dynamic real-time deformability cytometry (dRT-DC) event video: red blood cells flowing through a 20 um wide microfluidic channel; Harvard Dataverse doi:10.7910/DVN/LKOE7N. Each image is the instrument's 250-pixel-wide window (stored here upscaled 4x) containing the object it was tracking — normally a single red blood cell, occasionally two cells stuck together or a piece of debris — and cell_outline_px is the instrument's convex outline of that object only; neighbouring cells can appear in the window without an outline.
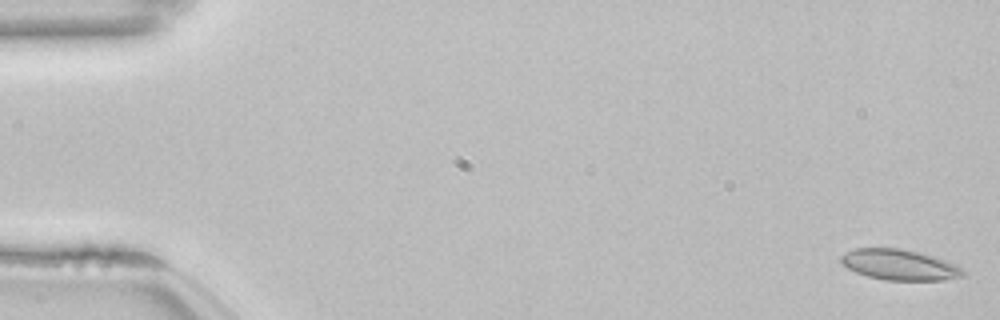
{"species": "common noctule bat (a hibernating species)", "species_latin": "Nyctalus noctula", "temperature_condition": "room temperature", "stored_images_in_passage": 53, "camera_frame_rate_fps": 3000, "um_per_image_px": 0.085, "animal": {"sex": "female", "body_mass_g": 22.7, "forearm_length_mm": 54.2}, "frame": {"image": 1, "passage_image": 1, "time_ms": 0.0, "image_size_px": [1000, 320], "cell_outline_px": [[964, 276], [944, 280], [884, 280], [868, 276], [856, 272], [840, 264], [840, 256], [856, 248], [900, 248], [920, 252], [956, 264], [964, 272]], "centroid_in_image_um": [76.44, 22.5], "position_along_channel_um": 8.6, "area_um2": 21.73}}
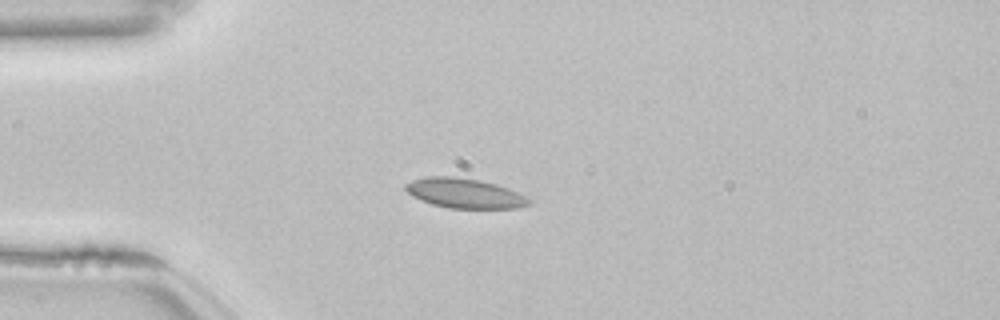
{"frame": {"image": 2, "passage_image": 14, "time_ms": 4.333, "image_size_px": [1000, 320], "cell_outline_px": [[532, 204], [520, 208], [448, 208], [432, 204], [420, 200], [412, 196], [404, 188], [404, 184], [412, 180], [428, 176], [452, 176], [480, 180], [496, 184], [508, 188], [532, 200]], "centroid_in_image_um": [39.49, 16.43], "position_along_channel_um": 45.5, "area_um2": 21.5}}
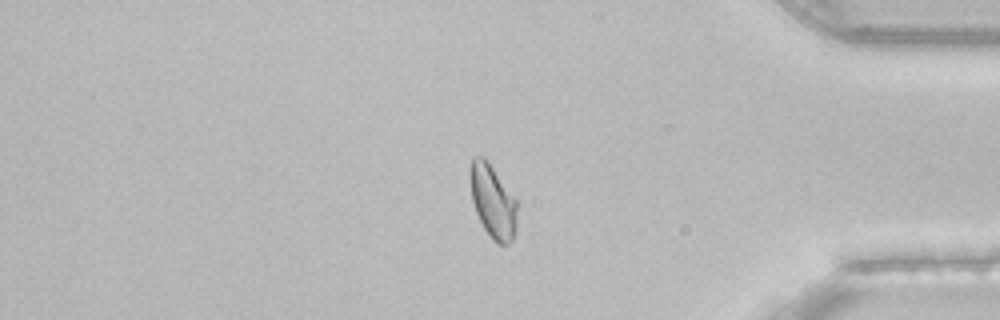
{"frame": {"image": 3, "passage_image": 45, "time_ms": 14.667, "image_size_px": [1000, 320], "cell_outline_px": [[516, 228], [512, 240], [508, 244], [496, 244], [492, 240], [484, 228], [476, 212], [472, 200], [468, 176], [468, 168], [472, 156], [484, 156], [488, 160], [516, 196]], "centroid_in_image_um": [41.86, 17.04], "position_along_channel_um": 393.3, "area_um2": 20.75}, "authors_computed_cell_mechanics": {"area_um2": 20.7502, "velocity_mm_per_s": 3.8226, "shape_relaxation_time_tau1_ms": null, "shape_relaxation_time_tau2_ms": 1.8456, "deformation_change_tau1": null, "deformation_change_tau2": 0.0455}}